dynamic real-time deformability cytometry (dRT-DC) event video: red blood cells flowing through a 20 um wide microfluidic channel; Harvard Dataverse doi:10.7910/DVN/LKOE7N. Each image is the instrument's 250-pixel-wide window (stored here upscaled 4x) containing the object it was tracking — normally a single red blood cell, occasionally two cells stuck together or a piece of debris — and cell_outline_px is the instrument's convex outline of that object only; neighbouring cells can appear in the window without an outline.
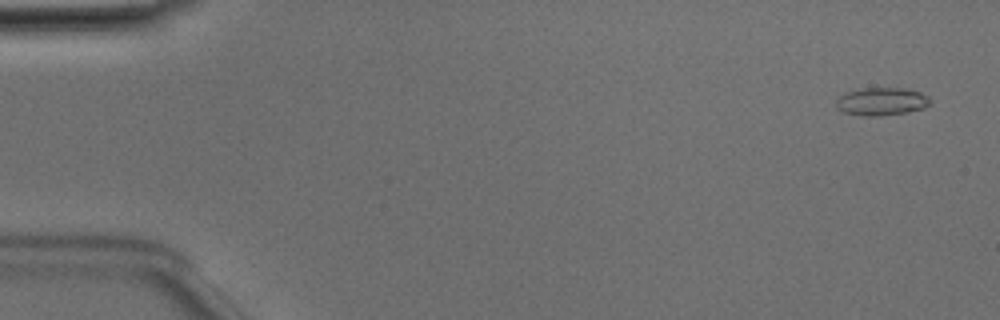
{"species": "Egyptian fruit bat (a non-hibernating species)", "species_latin": "Rousettus aegyptiacus", "temperature_condition": "room temperature", "stored_images_in_passage": 5, "camera_frame_rate_fps": 3000, "um_per_image_px": 0.085, "animal": {"sex": "male"}, "frame": {"image": 1, "passage_image": 1, "time_ms": 0.0, "image_size_px": [1000, 320], "cell_outline_px": [[932, 100], [924, 108], [908, 112], [880, 116], [860, 116], [844, 112], [836, 108], [836, 100], [844, 92], [864, 88], [904, 88], [920, 92], [928, 96]], "centroid_in_image_um": [74.92, 8.63], "position_along_channel_um": 10.1, "area_um2": 15.43}}